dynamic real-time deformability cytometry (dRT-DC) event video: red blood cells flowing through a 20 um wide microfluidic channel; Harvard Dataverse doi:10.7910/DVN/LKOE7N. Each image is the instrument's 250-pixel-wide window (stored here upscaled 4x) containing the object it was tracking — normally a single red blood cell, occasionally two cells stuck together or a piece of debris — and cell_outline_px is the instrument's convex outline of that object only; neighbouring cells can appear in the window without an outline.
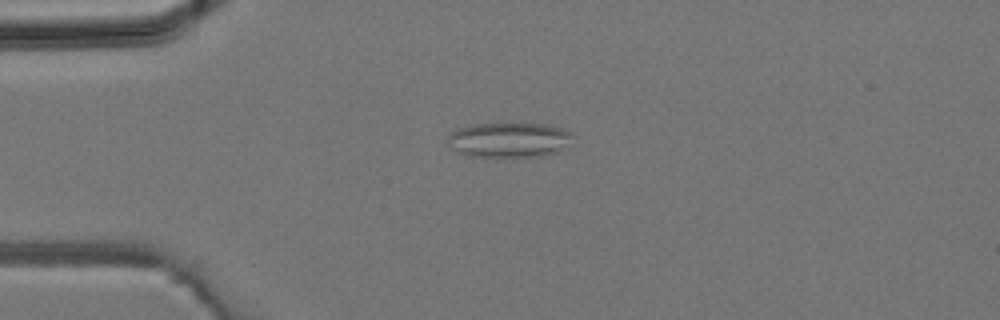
{"species": "common noctule bat (a hibernating species)", "species_latin": "Nyctalus noctula", "temperature_condition": "room temperature", "stored_images_in_passage": 3, "camera_frame_rate_fps": 3000, "um_per_image_px": 0.085, "animal": {"sex": "male", "body_mass_g": 19.2, "forearm_length_mm": 51.8}, "frame": {"image": 1, "passage_image": 2, "time_ms": 0.333, "image_size_px": [1000, 320], "cell_outline_px": [[576, 136], [560, 152], [540, 156], [472, 156], [460, 152], [452, 148], [448, 140], [448, 132], [472, 124], [548, 124], [564, 128], [572, 132]], "centroid_in_image_um": [43.35, 11.88], "position_along_channel_um": 41.7, "area_um2": 25.49}}